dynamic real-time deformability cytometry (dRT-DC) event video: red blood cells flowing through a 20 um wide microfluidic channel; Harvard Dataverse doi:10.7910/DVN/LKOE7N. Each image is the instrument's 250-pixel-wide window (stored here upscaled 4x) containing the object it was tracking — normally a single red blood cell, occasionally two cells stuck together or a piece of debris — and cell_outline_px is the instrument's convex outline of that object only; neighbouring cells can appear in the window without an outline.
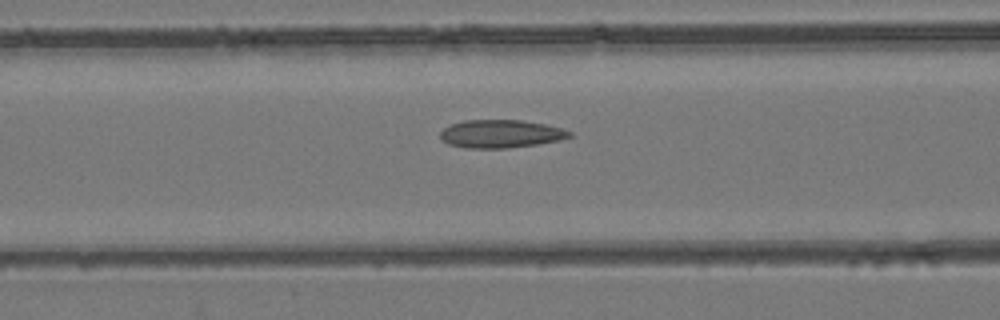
{"species": "common noctule bat (a hibernating species)", "species_latin": "Nyctalus noctula", "temperature_condition": "room temperature", "stored_images_in_passage": 54, "camera_frame_rate_fps": 3000, "um_per_image_px": 0.085, "animal": {"sex": "female", "body_mass_g": 24.6, "forearm_length_mm": 56.2}, "frame": {"image": 1, "passage_image": 22, "time_ms": 7.0, "image_size_px": [1000, 320], "cell_outline_px": [[572, 136], [560, 140], [540, 144], [508, 148], [464, 148], [448, 144], [440, 140], [440, 132], [448, 124], [464, 120], [520, 120], [544, 124], [560, 128], [572, 132]], "centroid_in_image_um": [42.52, 11.38], "position_along_channel_um": 124.1, "area_um2": 21.33}}
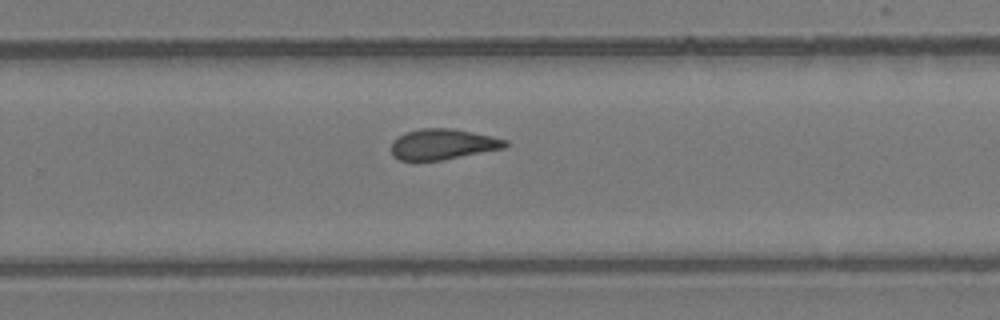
{"frame": {"image": 2, "passage_image": 35, "time_ms": 11.333, "image_size_px": [1000, 320], "cell_outline_px": [[508, 144], [504, 148], [444, 160], [400, 160], [392, 156], [392, 144], [404, 132], [420, 128], [452, 128], [492, 136], [508, 140]], "centroid_in_image_um": [37.66, 12.26], "position_along_channel_um": 292.1, "area_um2": 20.29}}
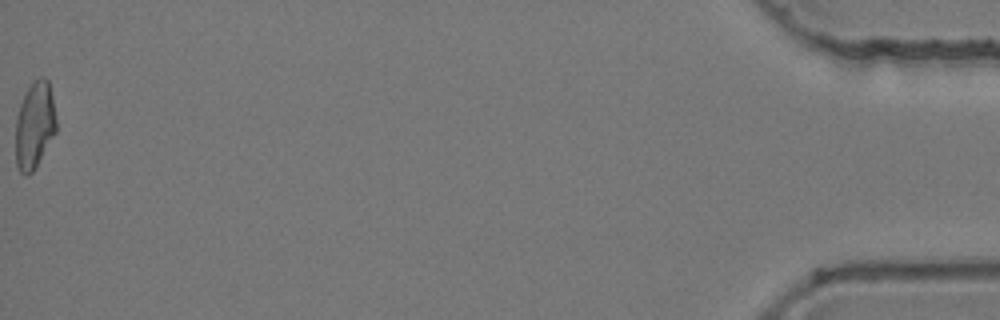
{"frame": {"image": 3, "passage_image": 54, "time_ms": 17.667, "image_size_px": [1000, 320], "cell_outline_px": [[56, 132], [36, 168], [28, 176], [24, 176], [20, 172], [16, 164], [16, 116], [20, 104], [28, 88], [40, 76], [44, 76], [48, 80], [52, 96], [56, 116]], "centroid_in_image_um": [2.95, 10.68], "position_along_channel_um": 432.3, "area_um2": 20.69}, "authors_computed_cell_mechanics": {"area_um2": 20.8369, "velocity_mm_per_s": 3.8917, "shape_relaxation_time_tau1_ms": null, "shape_relaxation_time_tau2_ms": 3.2825, "deformation_change_tau1": null, "deformation_change_tau2": 0.0951}}